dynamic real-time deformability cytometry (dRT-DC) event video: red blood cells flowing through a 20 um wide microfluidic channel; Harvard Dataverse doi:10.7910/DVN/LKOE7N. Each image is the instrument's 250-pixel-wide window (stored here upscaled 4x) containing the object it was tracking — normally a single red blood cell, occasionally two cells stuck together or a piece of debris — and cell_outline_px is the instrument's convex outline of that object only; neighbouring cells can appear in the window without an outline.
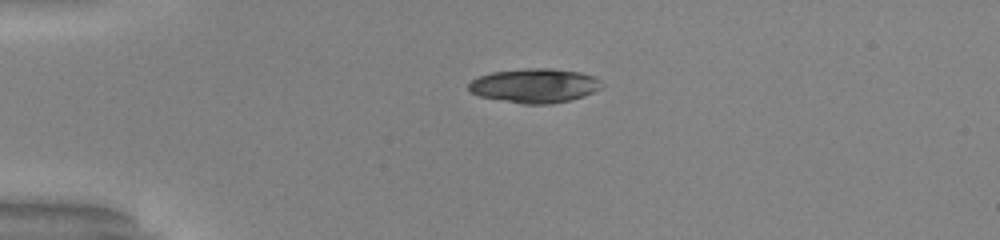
{"species": "common noctule bat (a hibernating species)", "species_latin": "Nyctalus noctula", "temperature_condition": "warm", "stored_images_in_passage": 40, "camera_frame_rate_fps": 3000, "um_per_image_px": 0.085, "animal": {"sex": "male", "body_mass_g": 20.0, "forearm_length_mm": 53.3}, "frame": {"image": 1, "passage_image": 1, "time_ms": 0.0, "image_size_px": [1000, 240], "cell_outline_px": [[604, 84], [600, 88], [584, 96], [552, 104], [524, 104], [480, 96], [468, 92], [468, 84], [472, 80], [480, 76], [492, 72], [524, 68], [552, 68], [580, 72], [596, 76]], "centroid_in_image_um": [45.45, 7.27], "position_along_channel_um": 39.5, "area_um2": 26.65}}